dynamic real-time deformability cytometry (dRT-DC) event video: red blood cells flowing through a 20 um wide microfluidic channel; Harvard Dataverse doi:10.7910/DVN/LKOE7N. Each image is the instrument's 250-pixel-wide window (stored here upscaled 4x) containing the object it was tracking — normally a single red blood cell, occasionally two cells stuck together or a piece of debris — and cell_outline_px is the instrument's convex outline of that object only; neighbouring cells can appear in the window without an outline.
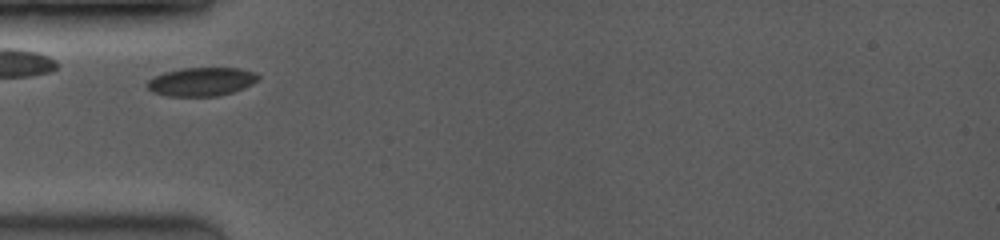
{"species": "common noctule bat (a hibernating species)", "species_latin": "Nyctalus noctula", "temperature_condition": "room temperature", "stored_images_in_passage": 12, "camera_frame_rate_fps": 3500, "um_per_image_px": 0.085, "animal": {"sex": "female", "body_mass_g": 19.0, "forearm_length_mm": 53.3}, "frame": {"image": 1, "passage_image": 1, "time_ms": 0.0, "image_size_px": [1000, 240], "cell_outline_px": [[260, 76], [252, 84], [244, 88], [232, 92], [216, 96], [168, 96], [152, 92], [148, 88], [148, 80], [164, 72], [180, 68], [240, 68], [252, 72]], "centroid_in_image_um": [17.11, 6.94], "position_along_channel_um": 67.9, "area_um2": 18.32}}